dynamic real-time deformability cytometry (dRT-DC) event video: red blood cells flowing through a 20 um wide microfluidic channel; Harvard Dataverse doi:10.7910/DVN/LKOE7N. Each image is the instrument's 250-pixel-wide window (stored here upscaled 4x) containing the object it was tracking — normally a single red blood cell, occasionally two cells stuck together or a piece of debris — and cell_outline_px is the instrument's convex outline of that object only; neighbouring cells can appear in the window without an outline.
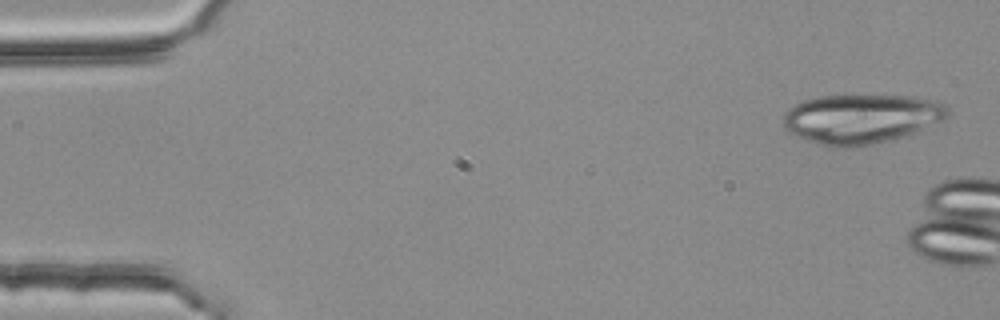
{"species": "common noctule bat (a hibernating species)", "species_latin": "Nyctalus noctula", "temperature_condition": "room temperature", "stored_images_in_passage": 2, "camera_frame_rate_fps": 3000, "um_per_image_px": 0.085, "animal": {"sex": "female", "body_mass_g": 25.1}, "frame": {"image": 1, "passage_image": 1, "time_ms": 0.0, "image_size_px": [1000, 320], "cell_outline_px": [[948, 116], [944, 120], [912, 132], [888, 140], [872, 144], [844, 148], [832, 148], [796, 136], [788, 132], [784, 128], [784, 112], [788, 108], [804, 100], [816, 96], [916, 96], [940, 100], [948, 108]], "centroid_in_image_um": [73.19, 10.08], "position_along_channel_um": 11.8, "area_um2": 47.28}}